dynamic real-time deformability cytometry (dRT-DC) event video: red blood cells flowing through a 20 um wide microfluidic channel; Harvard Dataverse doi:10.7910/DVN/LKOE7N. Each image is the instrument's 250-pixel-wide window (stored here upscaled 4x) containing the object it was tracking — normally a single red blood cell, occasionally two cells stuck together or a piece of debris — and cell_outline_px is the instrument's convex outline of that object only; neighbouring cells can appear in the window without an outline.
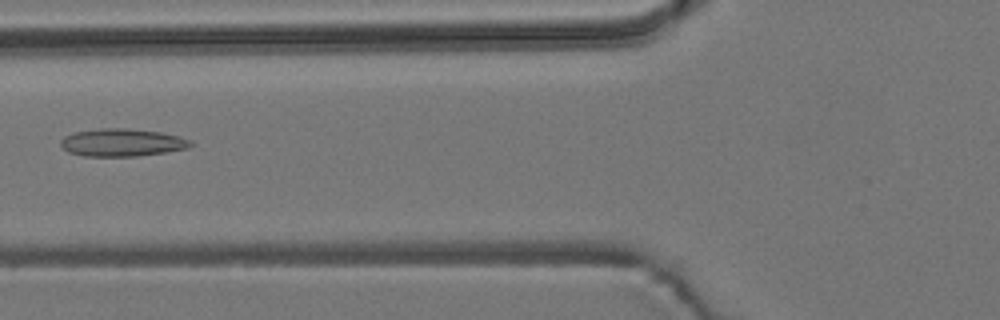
{"species": "common noctule bat (a hibernating species)", "species_latin": "Nyctalus noctula", "temperature_condition": "room temperature", "stored_images_in_passage": 3, "camera_frame_rate_fps": 3000, "um_per_image_px": 0.085, "animal": {"sex": "male", "body_mass_g": 19.2, "forearm_length_mm": 51.8}, "frame": {"image": 1, "passage_image": 2, "time_ms": 0.333, "image_size_px": [1000, 320], "cell_outline_px": [[196, 144], [188, 148], [164, 152], [136, 156], [84, 156], [68, 152], [60, 144], [60, 140], [64, 136], [72, 132], [100, 128], [128, 128], [160, 132], [180, 136], [192, 140]], "centroid_in_image_um": [10.39, 12.1], "position_along_channel_um": 115.4, "area_um2": 21.15}}
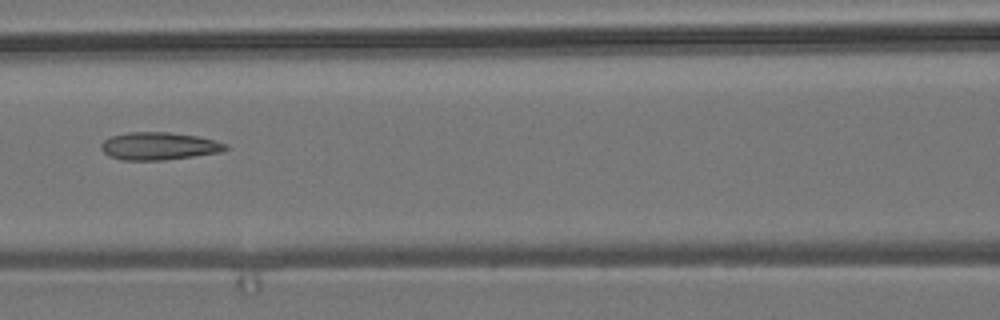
{"frame": {"image": 2, "passage_image": 3, "time_ms": 0.667, "image_size_px": [1000, 320], "cell_outline_px": [[228, 148], [220, 152], [164, 160], [120, 160], [108, 156], [100, 148], [100, 144], [104, 140], [112, 136], [128, 132], [168, 132], [196, 136], [216, 140], [228, 144]], "centroid_in_image_um": [13.49, 12.42], "position_along_channel_um": 153.1, "area_um2": 20.06}}